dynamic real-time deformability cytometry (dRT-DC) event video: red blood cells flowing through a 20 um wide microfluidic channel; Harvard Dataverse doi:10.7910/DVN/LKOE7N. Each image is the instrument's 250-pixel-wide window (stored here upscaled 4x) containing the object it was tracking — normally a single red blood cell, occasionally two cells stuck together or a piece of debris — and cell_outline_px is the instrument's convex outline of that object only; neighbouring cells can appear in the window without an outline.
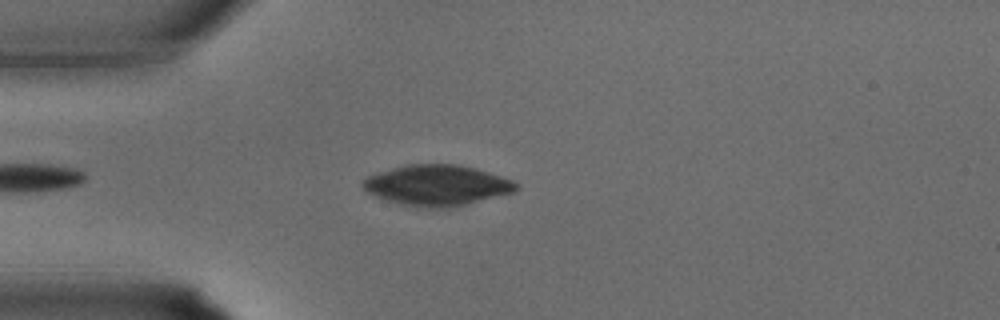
{"species": "common noctule bat (a hibernating species)", "species_latin": "Nyctalus noctula", "temperature_condition": "warm", "stored_images_in_passage": 27, "camera_frame_rate_fps": 3000, "um_per_image_px": 0.085, "animal": {"sex": "male", "body_mass_g": 15.6}, "frame": {"image": 1, "passage_image": 4, "time_ms": 1.0, "image_size_px": [1000, 320], "cell_outline_px": [[520, 188], [516, 192], [468, 204], [448, 208], [428, 208], [400, 204], [384, 200], [368, 192], [360, 184], [368, 176], [404, 164], [456, 164], [476, 168], [512, 180], [520, 184]], "centroid_in_image_um": [37.18, 15.75], "position_along_channel_um": 47.8, "area_um2": 36.53}}
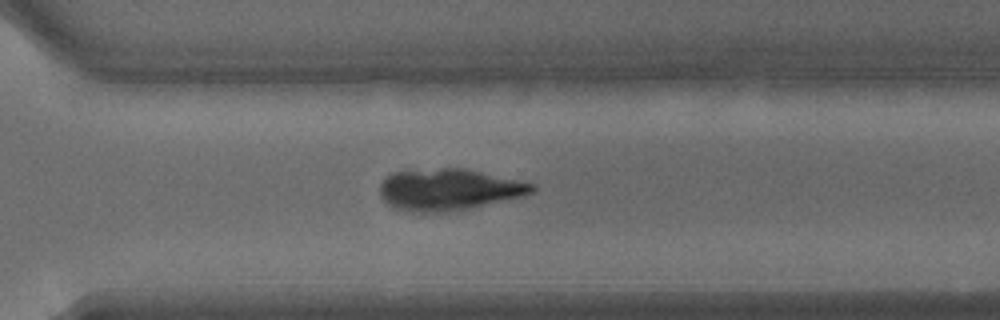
{"frame": {"image": 2, "passage_image": 19, "time_ms": 6.0, "image_size_px": [1000, 320], "cell_outline_px": [[536, 188], [532, 192], [524, 196], [472, 208], [448, 212], [404, 212], [388, 204], [380, 196], [380, 184], [392, 172], [444, 168], [464, 168], [536, 184]], "centroid_in_image_um": [38.15, 16.13], "position_along_channel_um": 332.4, "area_um2": 36.88}}
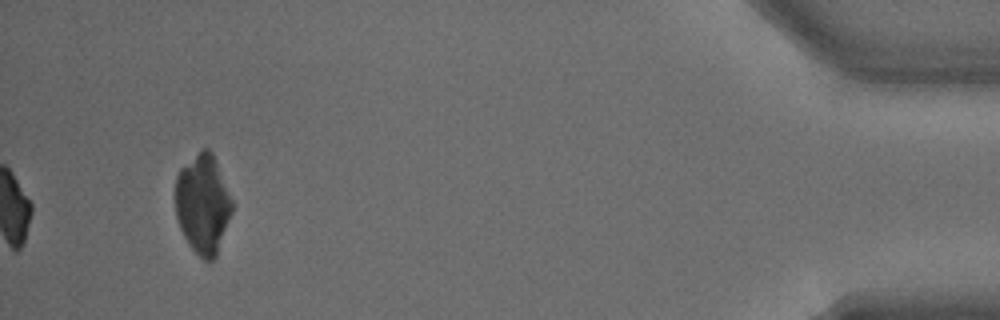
{"frame": {"image": 3, "passage_image": 27, "time_ms": 8.667, "image_size_px": [1000, 320], "cell_outline_px": [[232, 212], [216, 256], [212, 260], [204, 260], [188, 244], [176, 220], [172, 196], [172, 192], [176, 176], [180, 168], [204, 148], [208, 148], [212, 152], [232, 200]], "centroid_in_image_um": [17.18, 17.34], "position_along_channel_um": 418.0, "area_um2": 33.06}}